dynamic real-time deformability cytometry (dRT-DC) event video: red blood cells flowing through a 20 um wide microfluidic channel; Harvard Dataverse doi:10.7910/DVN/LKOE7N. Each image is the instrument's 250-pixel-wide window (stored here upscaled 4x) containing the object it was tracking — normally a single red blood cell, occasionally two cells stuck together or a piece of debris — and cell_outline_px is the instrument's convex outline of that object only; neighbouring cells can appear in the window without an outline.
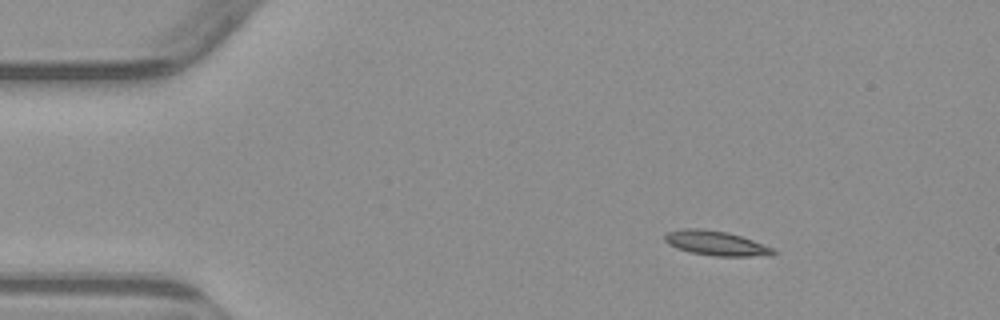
{"species": "common noctule bat (a hibernating species)", "species_latin": "Nyctalus noctula", "temperature_condition": "warm", "stored_images_in_passage": 2, "camera_frame_rate_fps": 3000, "um_per_image_px": 0.085, "animal": {"sex": "male", "body_mass_g": 23.1, "forearm_length_mm": 52.7}, "frame": {"image": 1, "passage_image": 1, "time_ms": 0.0, "image_size_px": [1000, 320], "cell_outline_px": [[780, 252], [772, 256], [712, 256], [692, 252], [676, 248], [668, 244], [664, 240], [664, 236], [668, 232], [684, 228], [700, 228], [728, 232], [752, 240], [772, 248]], "centroid_in_image_um": [60.88, 20.68], "position_along_channel_um": 24.1, "area_um2": 15.61}}